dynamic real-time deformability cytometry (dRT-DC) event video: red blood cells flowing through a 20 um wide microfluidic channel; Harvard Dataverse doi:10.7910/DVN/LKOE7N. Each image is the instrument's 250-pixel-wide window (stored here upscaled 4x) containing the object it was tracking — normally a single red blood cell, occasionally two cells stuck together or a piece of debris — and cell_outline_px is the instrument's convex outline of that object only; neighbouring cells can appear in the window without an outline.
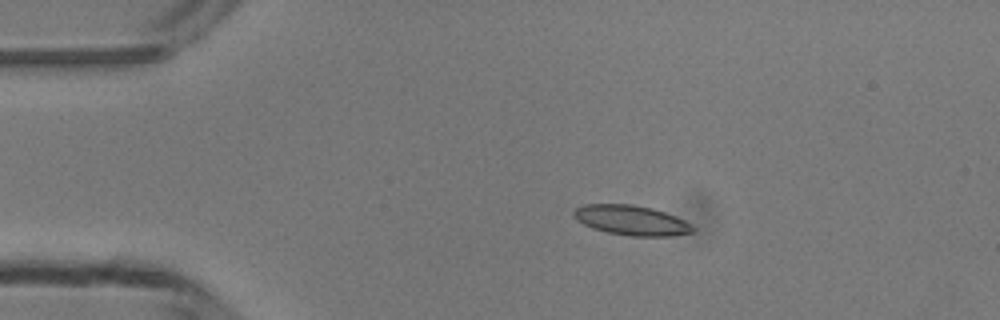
{"species": "common noctule bat (a hibernating species)", "species_latin": "Nyctalus noctula", "temperature_condition": "room temperature", "stored_images_in_passage": 3, "camera_frame_rate_fps": 3000, "um_per_image_px": 0.085, "animal": {"sex": "male", "body_mass_g": 13.3}, "frame": {"image": 1, "passage_image": 2, "time_ms": 2.0, "image_size_px": [1000, 320], "cell_outline_px": [[696, 228], [692, 232], [668, 236], [632, 236], [608, 232], [592, 228], [576, 220], [572, 212], [576, 208], [584, 204], [632, 204], [652, 208], [664, 212], [684, 220], [692, 224]], "centroid_in_image_um": [53.65, 18.72], "position_along_channel_um": 31.3, "area_um2": 20.63}}